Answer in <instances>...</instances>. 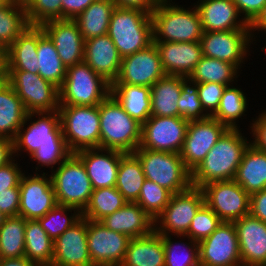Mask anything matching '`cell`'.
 <instances>
[{
	"instance_id": "obj_52",
	"label": "cell",
	"mask_w": 266,
	"mask_h": 266,
	"mask_svg": "<svg viewBox=\"0 0 266 266\" xmlns=\"http://www.w3.org/2000/svg\"><path fill=\"white\" fill-rule=\"evenodd\" d=\"M239 13L245 14L244 20L250 25L262 12L266 0H233Z\"/></svg>"
},
{
	"instance_id": "obj_53",
	"label": "cell",
	"mask_w": 266,
	"mask_h": 266,
	"mask_svg": "<svg viewBox=\"0 0 266 266\" xmlns=\"http://www.w3.org/2000/svg\"><path fill=\"white\" fill-rule=\"evenodd\" d=\"M251 128L255 140L250 144L266 153V111L253 121Z\"/></svg>"
},
{
	"instance_id": "obj_39",
	"label": "cell",
	"mask_w": 266,
	"mask_h": 266,
	"mask_svg": "<svg viewBox=\"0 0 266 266\" xmlns=\"http://www.w3.org/2000/svg\"><path fill=\"white\" fill-rule=\"evenodd\" d=\"M26 220L20 216L6 217L0 227V258H21L25 256Z\"/></svg>"
},
{
	"instance_id": "obj_15",
	"label": "cell",
	"mask_w": 266,
	"mask_h": 266,
	"mask_svg": "<svg viewBox=\"0 0 266 266\" xmlns=\"http://www.w3.org/2000/svg\"><path fill=\"white\" fill-rule=\"evenodd\" d=\"M198 245L200 266H242L234 222H222Z\"/></svg>"
},
{
	"instance_id": "obj_8",
	"label": "cell",
	"mask_w": 266,
	"mask_h": 266,
	"mask_svg": "<svg viewBox=\"0 0 266 266\" xmlns=\"http://www.w3.org/2000/svg\"><path fill=\"white\" fill-rule=\"evenodd\" d=\"M58 112L63 136L72 153L87 148H99V105H60Z\"/></svg>"
},
{
	"instance_id": "obj_50",
	"label": "cell",
	"mask_w": 266,
	"mask_h": 266,
	"mask_svg": "<svg viewBox=\"0 0 266 266\" xmlns=\"http://www.w3.org/2000/svg\"><path fill=\"white\" fill-rule=\"evenodd\" d=\"M14 161V162H13ZM15 164V159L0 167V192L9 188H19L22 171Z\"/></svg>"
},
{
	"instance_id": "obj_38",
	"label": "cell",
	"mask_w": 266,
	"mask_h": 266,
	"mask_svg": "<svg viewBox=\"0 0 266 266\" xmlns=\"http://www.w3.org/2000/svg\"><path fill=\"white\" fill-rule=\"evenodd\" d=\"M141 162L133 153H126L117 172L116 188L127 202H136L145 181Z\"/></svg>"
},
{
	"instance_id": "obj_62",
	"label": "cell",
	"mask_w": 266,
	"mask_h": 266,
	"mask_svg": "<svg viewBox=\"0 0 266 266\" xmlns=\"http://www.w3.org/2000/svg\"><path fill=\"white\" fill-rule=\"evenodd\" d=\"M0 77H2V74H1V60H0Z\"/></svg>"
},
{
	"instance_id": "obj_5",
	"label": "cell",
	"mask_w": 266,
	"mask_h": 266,
	"mask_svg": "<svg viewBox=\"0 0 266 266\" xmlns=\"http://www.w3.org/2000/svg\"><path fill=\"white\" fill-rule=\"evenodd\" d=\"M107 35L122 58L145 49L153 43L151 14L140 9L115 7Z\"/></svg>"
},
{
	"instance_id": "obj_46",
	"label": "cell",
	"mask_w": 266,
	"mask_h": 266,
	"mask_svg": "<svg viewBox=\"0 0 266 266\" xmlns=\"http://www.w3.org/2000/svg\"><path fill=\"white\" fill-rule=\"evenodd\" d=\"M31 26L62 19L61 0H23Z\"/></svg>"
},
{
	"instance_id": "obj_17",
	"label": "cell",
	"mask_w": 266,
	"mask_h": 266,
	"mask_svg": "<svg viewBox=\"0 0 266 266\" xmlns=\"http://www.w3.org/2000/svg\"><path fill=\"white\" fill-rule=\"evenodd\" d=\"M166 75L159 51L153 42L147 48L122 58L119 75L112 84L151 87Z\"/></svg>"
},
{
	"instance_id": "obj_24",
	"label": "cell",
	"mask_w": 266,
	"mask_h": 266,
	"mask_svg": "<svg viewBox=\"0 0 266 266\" xmlns=\"http://www.w3.org/2000/svg\"><path fill=\"white\" fill-rule=\"evenodd\" d=\"M156 45L162 67L167 75L189 77L202 59L201 42H160Z\"/></svg>"
},
{
	"instance_id": "obj_35",
	"label": "cell",
	"mask_w": 266,
	"mask_h": 266,
	"mask_svg": "<svg viewBox=\"0 0 266 266\" xmlns=\"http://www.w3.org/2000/svg\"><path fill=\"white\" fill-rule=\"evenodd\" d=\"M115 7L112 0H95L74 19L84 40L107 34Z\"/></svg>"
},
{
	"instance_id": "obj_3",
	"label": "cell",
	"mask_w": 266,
	"mask_h": 266,
	"mask_svg": "<svg viewBox=\"0 0 266 266\" xmlns=\"http://www.w3.org/2000/svg\"><path fill=\"white\" fill-rule=\"evenodd\" d=\"M99 148L133 153L141 143L142 124L132 118L110 94L99 104Z\"/></svg>"
},
{
	"instance_id": "obj_44",
	"label": "cell",
	"mask_w": 266,
	"mask_h": 266,
	"mask_svg": "<svg viewBox=\"0 0 266 266\" xmlns=\"http://www.w3.org/2000/svg\"><path fill=\"white\" fill-rule=\"evenodd\" d=\"M172 193L159 184L145 179L136 203L153 219L169 204Z\"/></svg>"
},
{
	"instance_id": "obj_40",
	"label": "cell",
	"mask_w": 266,
	"mask_h": 266,
	"mask_svg": "<svg viewBox=\"0 0 266 266\" xmlns=\"http://www.w3.org/2000/svg\"><path fill=\"white\" fill-rule=\"evenodd\" d=\"M126 203L127 201L116 187L93 189L89 202L82 211V217L91 221H100Z\"/></svg>"
},
{
	"instance_id": "obj_10",
	"label": "cell",
	"mask_w": 266,
	"mask_h": 266,
	"mask_svg": "<svg viewBox=\"0 0 266 266\" xmlns=\"http://www.w3.org/2000/svg\"><path fill=\"white\" fill-rule=\"evenodd\" d=\"M2 77L13 87L28 113L58 111L59 88L40 74L23 70H1Z\"/></svg>"
},
{
	"instance_id": "obj_20",
	"label": "cell",
	"mask_w": 266,
	"mask_h": 266,
	"mask_svg": "<svg viewBox=\"0 0 266 266\" xmlns=\"http://www.w3.org/2000/svg\"><path fill=\"white\" fill-rule=\"evenodd\" d=\"M41 28L53 41L58 56L67 68L84 61L85 40L74 20H50L43 23Z\"/></svg>"
},
{
	"instance_id": "obj_61",
	"label": "cell",
	"mask_w": 266,
	"mask_h": 266,
	"mask_svg": "<svg viewBox=\"0 0 266 266\" xmlns=\"http://www.w3.org/2000/svg\"><path fill=\"white\" fill-rule=\"evenodd\" d=\"M8 0H0V6L5 4Z\"/></svg>"
},
{
	"instance_id": "obj_4",
	"label": "cell",
	"mask_w": 266,
	"mask_h": 266,
	"mask_svg": "<svg viewBox=\"0 0 266 266\" xmlns=\"http://www.w3.org/2000/svg\"><path fill=\"white\" fill-rule=\"evenodd\" d=\"M172 0L158 1L151 12L153 41L197 42L203 35L202 23L197 8L184 9L172 5ZM193 10V11H192Z\"/></svg>"
},
{
	"instance_id": "obj_48",
	"label": "cell",
	"mask_w": 266,
	"mask_h": 266,
	"mask_svg": "<svg viewBox=\"0 0 266 266\" xmlns=\"http://www.w3.org/2000/svg\"><path fill=\"white\" fill-rule=\"evenodd\" d=\"M177 105L179 108V117H182L183 119L193 121L203 120L210 117L209 114L204 112L195 85L189 81L182 87V92Z\"/></svg>"
},
{
	"instance_id": "obj_33",
	"label": "cell",
	"mask_w": 266,
	"mask_h": 266,
	"mask_svg": "<svg viewBox=\"0 0 266 266\" xmlns=\"http://www.w3.org/2000/svg\"><path fill=\"white\" fill-rule=\"evenodd\" d=\"M111 94L123 109L139 123H145L151 116V87L111 84Z\"/></svg>"
},
{
	"instance_id": "obj_55",
	"label": "cell",
	"mask_w": 266,
	"mask_h": 266,
	"mask_svg": "<svg viewBox=\"0 0 266 266\" xmlns=\"http://www.w3.org/2000/svg\"><path fill=\"white\" fill-rule=\"evenodd\" d=\"M250 214L266 223V189L250 195Z\"/></svg>"
},
{
	"instance_id": "obj_23",
	"label": "cell",
	"mask_w": 266,
	"mask_h": 266,
	"mask_svg": "<svg viewBox=\"0 0 266 266\" xmlns=\"http://www.w3.org/2000/svg\"><path fill=\"white\" fill-rule=\"evenodd\" d=\"M74 154L85 166L93 189L116 186L120 159L126 153L104 148H87Z\"/></svg>"
},
{
	"instance_id": "obj_54",
	"label": "cell",
	"mask_w": 266,
	"mask_h": 266,
	"mask_svg": "<svg viewBox=\"0 0 266 266\" xmlns=\"http://www.w3.org/2000/svg\"><path fill=\"white\" fill-rule=\"evenodd\" d=\"M95 0H61L62 19L74 20Z\"/></svg>"
},
{
	"instance_id": "obj_49",
	"label": "cell",
	"mask_w": 266,
	"mask_h": 266,
	"mask_svg": "<svg viewBox=\"0 0 266 266\" xmlns=\"http://www.w3.org/2000/svg\"><path fill=\"white\" fill-rule=\"evenodd\" d=\"M193 84L198 91V97L201 101L204 111H206V113L211 117L216 112L220 103V99L227 85L215 82Z\"/></svg>"
},
{
	"instance_id": "obj_43",
	"label": "cell",
	"mask_w": 266,
	"mask_h": 266,
	"mask_svg": "<svg viewBox=\"0 0 266 266\" xmlns=\"http://www.w3.org/2000/svg\"><path fill=\"white\" fill-rule=\"evenodd\" d=\"M71 210H74V213L72 216L67 217L68 215L66 212ZM60 217L63 218L61 219ZM81 218L82 212L79 209L57 204L48 213L37 220L47 235L53 241H55L60 235L77 223Z\"/></svg>"
},
{
	"instance_id": "obj_21",
	"label": "cell",
	"mask_w": 266,
	"mask_h": 266,
	"mask_svg": "<svg viewBox=\"0 0 266 266\" xmlns=\"http://www.w3.org/2000/svg\"><path fill=\"white\" fill-rule=\"evenodd\" d=\"M51 266H93L88 251L87 219L82 217L54 241Z\"/></svg>"
},
{
	"instance_id": "obj_42",
	"label": "cell",
	"mask_w": 266,
	"mask_h": 266,
	"mask_svg": "<svg viewBox=\"0 0 266 266\" xmlns=\"http://www.w3.org/2000/svg\"><path fill=\"white\" fill-rule=\"evenodd\" d=\"M247 99L244 93L235 87L227 86L220 99L216 112L211 116L228 129H236V120L244 115Z\"/></svg>"
},
{
	"instance_id": "obj_47",
	"label": "cell",
	"mask_w": 266,
	"mask_h": 266,
	"mask_svg": "<svg viewBox=\"0 0 266 266\" xmlns=\"http://www.w3.org/2000/svg\"><path fill=\"white\" fill-rule=\"evenodd\" d=\"M221 223L220 218L204 203L195 214L184 237L199 243L210 236Z\"/></svg>"
},
{
	"instance_id": "obj_29",
	"label": "cell",
	"mask_w": 266,
	"mask_h": 266,
	"mask_svg": "<svg viewBox=\"0 0 266 266\" xmlns=\"http://www.w3.org/2000/svg\"><path fill=\"white\" fill-rule=\"evenodd\" d=\"M120 266H165L162 237L155 230L148 235L131 238Z\"/></svg>"
},
{
	"instance_id": "obj_2",
	"label": "cell",
	"mask_w": 266,
	"mask_h": 266,
	"mask_svg": "<svg viewBox=\"0 0 266 266\" xmlns=\"http://www.w3.org/2000/svg\"><path fill=\"white\" fill-rule=\"evenodd\" d=\"M247 141L239 128L227 129L191 172V185L202 188L211 182L234 180L243 154L251 143Z\"/></svg>"
},
{
	"instance_id": "obj_58",
	"label": "cell",
	"mask_w": 266,
	"mask_h": 266,
	"mask_svg": "<svg viewBox=\"0 0 266 266\" xmlns=\"http://www.w3.org/2000/svg\"><path fill=\"white\" fill-rule=\"evenodd\" d=\"M0 266H40L34 262L29 261L26 257L21 258H0Z\"/></svg>"
},
{
	"instance_id": "obj_51",
	"label": "cell",
	"mask_w": 266,
	"mask_h": 266,
	"mask_svg": "<svg viewBox=\"0 0 266 266\" xmlns=\"http://www.w3.org/2000/svg\"><path fill=\"white\" fill-rule=\"evenodd\" d=\"M20 190L19 188H9L0 192V211L6 216L19 215Z\"/></svg>"
},
{
	"instance_id": "obj_25",
	"label": "cell",
	"mask_w": 266,
	"mask_h": 266,
	"mask_svg": "<svg viewBox=\"0 0 266 266\" xmlns=\"http://www.w3.org/2000/svg\"><path fill=\"white\" fill-rule=\"evenodd\" d=\"M195 7L203 31L250 30V25L243 18L238 19L241 15L233 0H200Z\"/></svg>"
},
{
	"instance_id": "obj_14",
	"label": "cell",
	"mask_w": 266,
	"mask_h": 266,
	"mask_svg": "<svg viewBox=\"0 0 266 266\" xmlns=\"http://www.w3.org/2000/svg\"><path fill=\"white\" fill-rule=\"evenodd\" d=\"M130 238L87 219L88 251L93 266H120Z\"/></svg>"
},
{
	"instance_id": "obj_60",
	"label": "cell",
	"mask_w": 266,
	"mask_h": 266,
	"mask_svg": "<svg viewBox=\"0 0 266 266\" xmlns=\"http://www.w3.org/2000/svg\"><path fill=\"white\" fill-rule=\"evenodd\" d=\"M6 216L0 211V227L4 224Z\"/></svg>"
},
{
	"instance_id": "obj_18",
	"label": "cell",
	"mask_w": 266,
	"mask_h": 266,
	"mask_svg": "<svg viewBox=\"0 0 266 266\" xmlns=\"http://www.w3.org/2000/svg\"><path fill=\"white\" fill-rule=\"evenodd\" d=\"M252 36L254 34L251 30L203 31L200 40L203 56L219 59L239 68L247 55Z\"/></svg>"
},
{
	"instance_id": "obj_16",
	"label": "cell",
	"mask_w": 266,
	"mask_h": 266,
	"mask_svg": "<svg viewBox=\"0 0 266 266\" xmlns=\"http://www.w3.org/2000/svg\"><path fill=\"white\" fill-rule=\"evenodd\" d=\"M227 129L213 117L189 122L180 155L190 172L205 159L207 153Z\"/></svg>"
},
{
	"instance_id": "obj_6",
	"label": "cell",
	"mask_w": 266,
	"mask_h": 266,
	"mask_svg": "<svg viewBox=\"0 0 266 266\" xmlns=\"http://www.w3.org/2000/svg\"><path fill=\"white\" fill-rule=\"evenodd\" d=\"M111 94V83L84 61L67 68L59 88L60 105L95 106Z\"/></svg>"
},
{
	"instance_id": "obj_9",
	"label": "cell",
	"mask_w": 266,
	"mask_h": 266,
	"mask_svg": "<svg viewBox=\"0 0 266 266\" xmlns=\"http://www.w3.org/2000/svg\"><path fill=\"white\" fill-rule=\"evenodd\" d=\"M57 168L50 175L57 204L75 207L82 212L93 192L85 166L72 153Z\"/></svg>"
},
{
	"instance_id": "obj_11",
	"label": "cell",
	"mask_w": 266,
	"mask_h": 266,
	"mask_svg": "<svg viewBox=\"0 0 266 266\" xmlns=\"http://www.w3.org/2000/svg\"><path fill=\"white\" fill-rule=\"evenodd\" d=\"M204 203L202 188L192 185L185 191L172 194L169 204L154 220V230L158 234L169 235L171 232L178 237L184 236Z\"/></svg>"
},
{
	"instance_id": "obj_28",
	"label": "cell",
	"mask_w": 266,
	"mask_h": 266,
	"mask_svg": "<svg viewBox=\"0 0 266 266\" xmlns=\"http://www.w3.org/2000/svg\"><path fill=\"white\" fill-rule=\"evenodd\" d=\"M99 222L108 229L127 235L130 239L148 235L154 230V220L136 202H127Z\"/></svg>"
},
{
	"instance_id": "obj_34",
	"label": "cell",
	"mask_w": 266,
	"mask_h": 266,
	"mask_svg": "<svg viewBox=\"0 0 266 266\" xmlns=\"http://www.w3.org/2000/svg\"><path fill=\"white\" fill-rule=\"evenodd\" d=\"M31 24L23 0H8L0 6V55Z\"/></svg>"
},
{
	"instance_id": "obj_59",
	"label": "cell",
	"mask_w": 266,
	"mask_h": 266,
	"mask_svg": "<svg viewBox=\"0 0 266 266\" xmlns=\"http://www.w3.org/2000/svg\"><path fill=\"white\" fill-rule=\"evenodd\" d=\"M250 30L252 31H262L266 32V4L262 12L257 16V18L250 24Z\"/></svg>"
},
{
	"instance_id": "obj_22",
	"label": "cell",
	"mask_w": 266,
	"mask_h": 266,
	"mask_svg": "<svg viewBox=\"0 0 266 266\" xmlns=\"http://www.w3.org/2000/svg\"><path fill=\"white\" fill-rule=\"evenodd\" d=\"M234 225L242 266H266V223L247 214Z\"/></svg>"
},
{
	"instance_id": "obj_45",
	"label": "cell",
	"mask_w": 266,
	"mask_h": 266,
	"mask_svg": "<svg viewBox=\"0 0 266 266\" xmlns=\"http://www.w3.org/2000/svg\"><path fill=\"white\" fill-rule=\"evenodd\" d=\"M160 236L165 250V266H200L199 245L197 242L189 238L190 242L187 245L184 242L180 244L175 242V245L171 241V236L167 234H160ZM182 245L189 249L186 254L184 250L179 249L180 247L184 248Z\"/></svg>"
},
{
	"instance_id": "obj_12",
	"label": "cell",
	"mask_w": 266,
	"mask_h": 266,
	"mask_svg": "<svg viewBox=\"0 0 266 266\" xmlns=\"http://www.w3.org/2000/svg\"><path fill=\"white\" fill-rule=\"evenodd\" d=\"M189 122L179 116H150L142 124L139 147L180 154Z\"/></svg>"
},
{
	"instance_id": "obj_19",
	"label": "cell",
	"mask_w": 266,
	"mask_h": 266,
	"mask_svg": "<svg viewBox=\"0 0 266 266\" xmlns=\"http://www.w3.org/2000/svg\"><path fill=\"white\" fill-rule=\"evenodd\" d=\"M46 173L28 177L23 173L19 182V215L25 220H37L57 205L51 176Z\"/></svg>"
},
{
	"instance_id": "obj_41",
	"label": "cell",
	"mask_w": 266,
	"mask_h": 266,
	"mask_svg": "<svg viewBox=\"0 0 266 266\" xmlns=\"http://www.w3.org/2000/svg\"><path fill=\"white\" fill-rule=\"evenodd\" d=\"M237 69L231 63L203 56L189 75L188 81L190 83L215 82L231 86L230 83L238 74Z\"/></svg>"
},
{
	"instance_id": "obj_56",
	"label": "cell",
	"mask_w": 266,
	"mask_h": 266,
	"mask_svg": "<svg viewBox=\"0 0 266 266\" xmlns=\"http://www.w3.org/2000/svg\"><path fill=\"white\" fill-rule=\"evenodd\" d=\"M116 7L140 9L149 14L155 9L158 0H112Z\"/></svg>"
},
{
	"instance_id": "obj_27",
	"label": "cell",
	"mask_w": 266,
	"mask_h": 266,
	"mask_svg": "<svg viewBox=\"0 0 266 266\" xmlns=\"http://www.w3.org/2000/svg\"><path fill=\"white\" fill-rule=\"evenodd\" d=\"M39 26H30L0 55L1 70H23L38 74Z\"/></svg>"
},
{
	"instance_id": "obj_26",
	"label": "cell",
	"mask_w": 266,
	"mask_h": 266,
	"mask_svg": "<svg viewBox=\"0 0 266 266\" xmlns=\"http://www.w3.org/2000/svg\"><path fill=\"white\" fill-rule=\"evenodd\" d=\"M122 57L106 34L85 40L84 62L111 84L117 79Z\"/></svg>"
},
{
	"instance_id": "obj_32",
	"label": "cell",
	"mask_w": 266,
	"mask_h": 266,
	"mask_svg": "<svg viewBox=\"0 0 266 266\" xmlns=\"http://www.w3.org/2000/svg\"><path fill=\"white\" fill-rule=\"evenodd\" d=\"M234 181L249 195L266 189V153L249 144L237 168Z\"/></svg>"
},
{
	"instance_id": "obj_31",
	"label": "cell",
	"mask_w": 266,
	"mask_h": 266,
	"mask_svg": "<svg viewBox=\"0 0 266 266\" xmlns=\"http://www.w3.org/2000/svg\"><path fill=\"white\" fill-rule=\"evenodd\" d=\"M28 112L13 87L0 78V137L14 139Z\"/></svg>"
},
{
	"instance_id": "obj_1",
	"label": "cell",
	"mask_w": 266,
	"mask_h": 266,
	"mask_svg": "<svg viewBox=\"0 0 266 266\" xmlns=\"http://www.w3.org/2000/svg\"><path fill=\"white\" fill-rule=\"evenodd\" d=\"M36 115L39 116V119L31 121V125L23 130L25 123ZM13 147L14 154L16 152L18 154V151L23 149L29 152L30 158L36 160L39 166H52V170L53 165H56V163L60 165L72 154L62 133L58 111L28 113L23 125L13 139Z\"/></svg>"
},
{
	"instance_id": "obj_37",
	"label": "cell",
	"mask_w": 266,
	"mask_h": 266,
	"mask_svg": "<svg viewBox=\"0 0 266 266\" xmlns=\"http://www.w3.org/2000/svg\"><path fill=\"white\" fill-rule=\"evenodd\" d=\"M54 241L47 235L38 220H26L25 256L40 266H51Z\"/></svg>"
},
{
	"instance_id": "obj_13",
	"label": "cell",
	"mask_w": 266,
	"mask_h": 266,
	"mask_svg": "<svg viewBox=\"0 0 266 266\" xmlns=\"http://www.w3.org/2000/svg\"><path fill=\"white\" fill-rule=\"evenodd\" d=\"M202 190L205 204L222 222H235L250 214V195L234 180L211 182Z\"/></svg>"
},
{
	"instance_id": "obj_7",
	"label": "cell",
	"mask_w": 266,
	"mask_h": 266,
	"mask_svg": "<svg viewBox=\"0 0 266 266\" xmlns=\"http://www.w3.org/2000/svg\"><path fill=\"white\" fill-rule=\"evenodd\" d=\"M133 154L141 162L145 178L172 194L185 191L191 186V172L185 167L179 153L138 147Z\"/></svg>"
},
{
	"instance_id": "obj_57",
	"label": "cell",
	"mask_w": 266,
	"mask_h": 266,
	"mask_svg": "<svg viewBox=\"0 0 266 266\" xmlns=\"http://www.w3.org/2000/svg\"><path fill=\"white\" fill-rule=\"evenodd\" d=\"M14 147H13V140L0 137V167L6 165L14 158Z\"/></svg>"
},
{
	"instance_id": "obj_30",
	"label": "cell",
	"mask_w": 266,
	"mask_h": 266,
	"mask_svg": "<svg viewBox=\"0 0 266 266\" xmlns=\"http://www.w3.org/2000/svg\"><path fill=\"white\" fill-rule=\"evenodd\" d=\"M187 77L166 75L151 86V116H179L177 102Z\"/></svg>"
},
{
	"instance_id": "obj_36",
	"label": "cell",
	"mask_w": 266,
	"mask_h": 266,
	"mask_svg": "<svg viewBox=\"0 0 266 266\" xmlns=\"http://www.w3.org/2000/svg\"><path fill=\"white\" fill-rule=\"evenodd\" d=\"M37 57L39 66L38 74H40L44 80L60 88L66 77L67 67L58 56L53 41L44 32L41 26H39Z\"/></svg>"
}]
</instances>
